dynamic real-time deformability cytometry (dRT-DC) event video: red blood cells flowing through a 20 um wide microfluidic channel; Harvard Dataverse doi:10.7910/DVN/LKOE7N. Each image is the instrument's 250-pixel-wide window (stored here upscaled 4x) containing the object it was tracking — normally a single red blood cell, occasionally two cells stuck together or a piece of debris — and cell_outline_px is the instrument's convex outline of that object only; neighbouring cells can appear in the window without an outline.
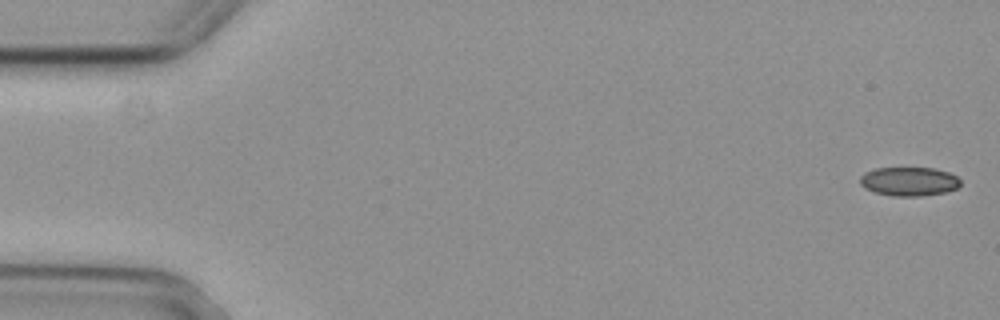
{"species": "common noctule bat (a hibernating species)", "species_latin": "Nyctalus noctula", "temperature_condition": "cold", "stored_images_in_passage": 5, "camera_frame_rate_fps": 3000, "um_per_image_px": 0.085, "animal": {"sex": "female", "body_mass_g": 29.2, "forearm_length_mm": 56.3}, "frame": {"image": 1, "passage_image": 1, "time_ms": 0.0, "image_size_px": [1000, 320], "cell_outline_px": [[960, 184], [956, 188], [944, 192], [920, 196], [892, 196], [876, 192], [864, 188], [860, 184], [860, 176], [864, 172], [876, 168], [936, 168], [948, 172], [956, 176], [960, 180]], "centroid_in_image_um": [77.24, 15.41], "position_along_channel_um": 7.8, "area_um2": 16.88}}
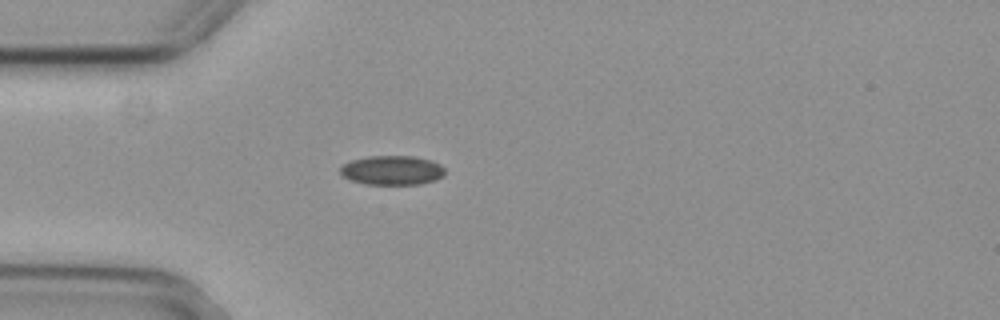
{"frame": {"image": 2, "passage_image": 5, "time_ms": 1.333, "image_size_px": [1000, 320], "cell_outline_px": [[444, 176], [436, 180], [420, 184], [364, 184], [348, 180], [340, 172], [340, 168], [344, 164], [352, 160], [368, 156], [412, 156], [432, 160], [440, 164], [444, 168]], "centroid_in_image_um": [33.34, 14.47], "position_along_channel_um": 51.7, "area_um2": 17.98}}